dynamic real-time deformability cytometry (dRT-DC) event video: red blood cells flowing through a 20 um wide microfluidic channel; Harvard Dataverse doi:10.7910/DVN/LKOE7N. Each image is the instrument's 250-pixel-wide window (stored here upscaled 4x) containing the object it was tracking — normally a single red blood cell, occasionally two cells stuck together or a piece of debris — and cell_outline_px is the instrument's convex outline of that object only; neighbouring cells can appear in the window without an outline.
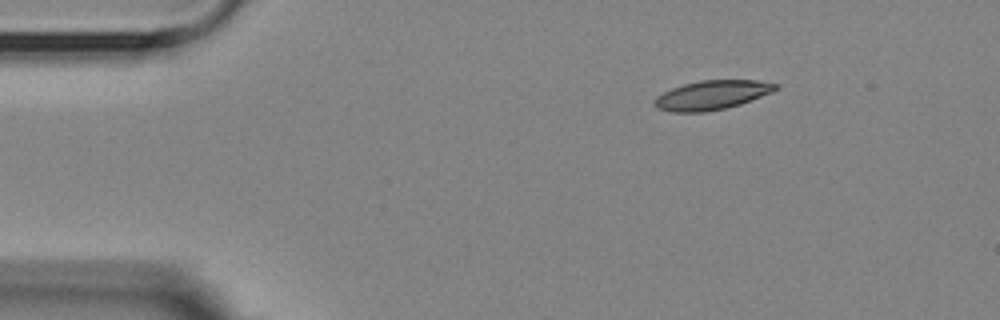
{"species": "Egyptian fruit bat (a non-hibernating species)", "species_latin": "Rousettus aegyptiacus", "temperature_condition": "room temperature", "stored_images_in_passage": 48, "camera_frame_rate_fps": 3000, "um_per_image_px": 0.085, "animal": {"sex": "female"}, "frame": {"image": 1, "passage_image": 1, "time_ms": 0.0, "image_size_px": [1000, 320], "cell_outline_px": [[780, 84], [772, 92], [740, 104], [724, 108], [704, 112], [672, 112], [656, 108], [652, 104], [652, 100], [656, 96], [672, 88], [684, 84], [700, 80], [756, 80]], "centroid_in_image_um": [60.46, 8.08], "position_along_channel_um": 24.5, "area_um2": 20.58}}
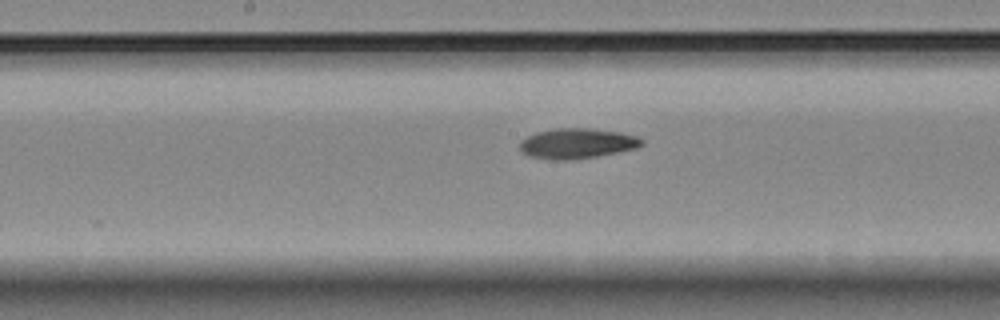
{"frame": {"image": 2, "passage_image": 21, "time_ms": 6.667, "image_size_px": [1000, 320], "cell_outline_px": [[644, 144], [636, 148], [596, 156], [568, 160], [552, 160], [528, 156], [520, 152], [520, 140], [536, 132], [556, 128], [588, 128], [620, 132], [636, 136], [644, 140]], "centroid_in_image_um": [49.01, 12.19], "position_along_channel_um": 199.2, "area_um2": 21.5}}
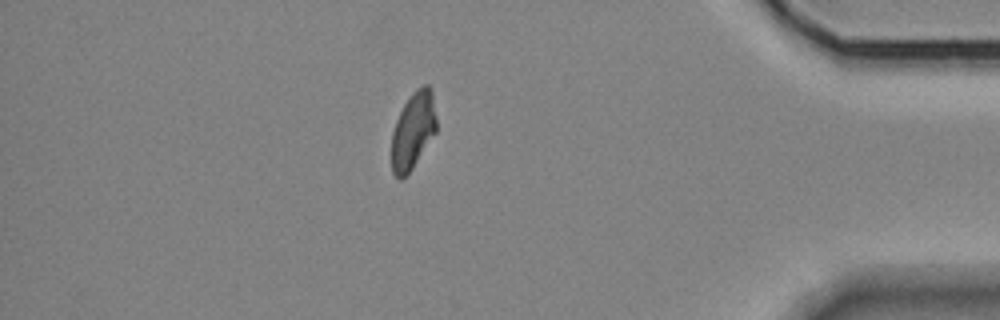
{"frame": {"image": 3, "passage_image": 41, "time_ms": 13.333, "image_size_px": [1000, 320], "cell_outline_px": [[436, 132], [412, 168], [400, 180], [392, 172], [392, 132], [396, 120], [404, 104], [412, 92], [416, 88], [424, 84], [428, 84], [432, 92], [436, 120]], "centroid_in_image_um": [35.11, 11.07], "position_along_channel_um": 400.1, "area_um2": 19.88}, "authors_computed_cell_mechanics": {"area_um2": 20.9236, "velocity_mm_per_s": 3.5842, "shape_relaxation_time_tau1_ms": 9.9986, "shape_relaxation_time_tau2_ms": 7.1261, "deformation_change_tau1": 0.1933, "deformation_change_tau2": 0.1232}}